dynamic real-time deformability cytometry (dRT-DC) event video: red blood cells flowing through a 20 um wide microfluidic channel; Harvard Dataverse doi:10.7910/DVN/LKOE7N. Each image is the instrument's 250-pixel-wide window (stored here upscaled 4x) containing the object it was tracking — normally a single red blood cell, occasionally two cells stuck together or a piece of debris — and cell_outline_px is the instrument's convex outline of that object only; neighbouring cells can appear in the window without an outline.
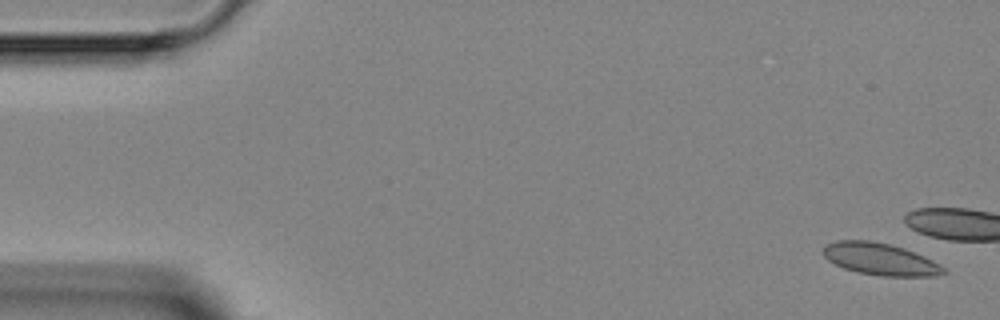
{"species": "Egyptian fruit bat (a non-hibernating species)", "species_latin": "Rousettus aegyptiacus", "temperature_condition": "room temperature", "stored_images_in_passage": 5, "camera_frame_rate_fps": 3000, "um_per_image_px": 0.085, "animal": {"sex": "female"}, "frame": {"image": 1, "passage_image": 1, "time_ms": 0.0, "image_size_px": [1000, 320], "cell_outline_px": [[948, 272], [936, 276], [880, 276], [856, 272], [844, 268], [828, 260], [824, 256], [824, 248], [828, 244], [836, 240], [868, 240], [888, 244], [904, 248], [924, 256], [940, 264]], "centroid_in_image_um": [74.84, 22.03], "position_along_channel_um": 10.2, "area_um2": 22.37}}